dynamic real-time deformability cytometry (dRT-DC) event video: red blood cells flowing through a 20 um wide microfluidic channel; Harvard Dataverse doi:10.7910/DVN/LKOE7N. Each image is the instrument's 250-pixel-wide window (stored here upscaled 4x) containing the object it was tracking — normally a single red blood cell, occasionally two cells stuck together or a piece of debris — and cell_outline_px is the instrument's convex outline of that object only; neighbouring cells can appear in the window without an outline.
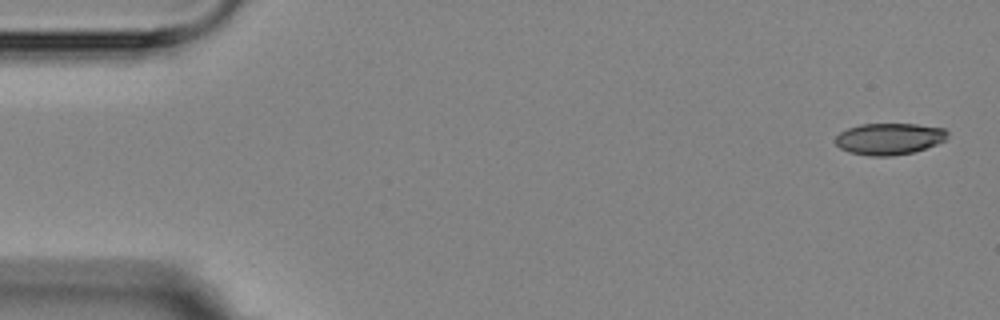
{"species": "Egyptian fruit bat (a non-hibernating species)", "species_latin": "Rousettus aegyptiacus", "temperature_condition": "room temperature", "stored_images_in_passage": 5, "camera_frame_rate_fps": 3000, "um_per_image_px": 0.085, "animal": {"sex": "female"}, "frame": {"image": 1, "passage_image": 1, "time_ms": 0.0, "image_size_px": [1000, 320], "cell_outline_px": [[948, 136], [944, 140], [936, 144], [912, 152], [892, 156], [872, 156], [848, 152], [840, 148], [832, 140], [840, 132], [848, 128], [860, 124], [916, 124], [944, 128], [948, 132]], "centroid_in_image_um": [75.54, 11.79], "position_along_channel_um": 9.5, "area_um2": 20.63}}
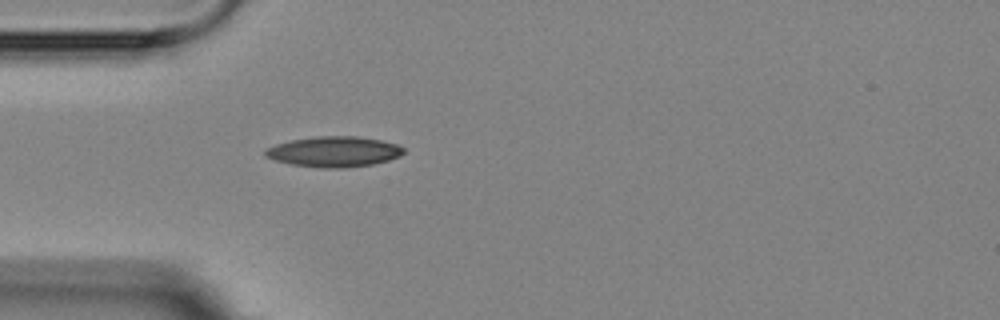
{"frame": {"image": 2, "passage_image": 5, "time_ms": 4.667, "image_size_px": [1000, 320], "cell_outline_px": [[404, 152], [400, 156], [388, 160], [372, 164], [344, 168], [320, 168], [292, 164], [276, 160], [264, 156], [264, 152], [268, 148], [276, 144], [292, 140], [316, 136], [356, 136], [380, 140], [396, 144], [404, 148]], "centroid_in_image_um": [28.39, 12.89], "position_along_channel_um": 56.6, "area_um2": 24.39}}